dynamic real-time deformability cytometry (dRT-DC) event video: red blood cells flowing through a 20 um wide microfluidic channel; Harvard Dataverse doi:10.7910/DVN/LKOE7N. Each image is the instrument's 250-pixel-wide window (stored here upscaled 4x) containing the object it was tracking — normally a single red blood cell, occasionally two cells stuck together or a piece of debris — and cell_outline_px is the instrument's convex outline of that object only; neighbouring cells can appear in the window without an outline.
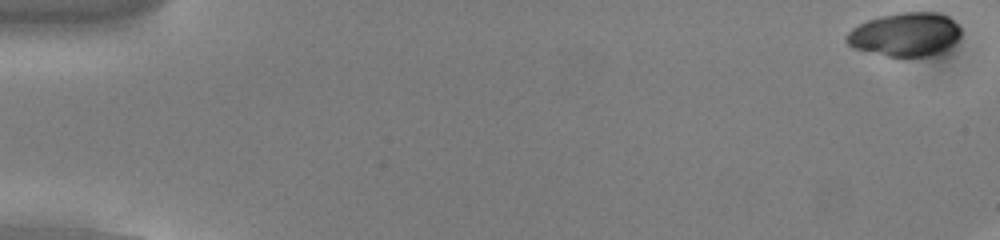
{"species": "common noctule bat (a hibernating species)", "species_latin": "Nyctalus noctula", "temperature_condition": "cold", "stored_images_in_passage": 14, "camera_frame_rate_fps": 3000, "um_per_image_px": 0.085, "animal": {"sex": "male", "body_mass_g": 13.0, "forearm_length_mm": 53.1}, "frame": {"image": 1, "passage_image": 1, "time_ms": 0.0, "image_size_px": [1000, 240], "cell_outline_px": [[960, 36], [952, 44], [940, 52], [928, 56], [888, 56], [852, 48], [844, 40], [844, 36], [852, 28], [868, 20], [880, 16], [904, 12], [936, 12], [948, 16], [960, 28]], "centroid_in_image_um": [76.9, 2.92], "position_along_channel_um": 8.1, "area_um2": 28.9}}